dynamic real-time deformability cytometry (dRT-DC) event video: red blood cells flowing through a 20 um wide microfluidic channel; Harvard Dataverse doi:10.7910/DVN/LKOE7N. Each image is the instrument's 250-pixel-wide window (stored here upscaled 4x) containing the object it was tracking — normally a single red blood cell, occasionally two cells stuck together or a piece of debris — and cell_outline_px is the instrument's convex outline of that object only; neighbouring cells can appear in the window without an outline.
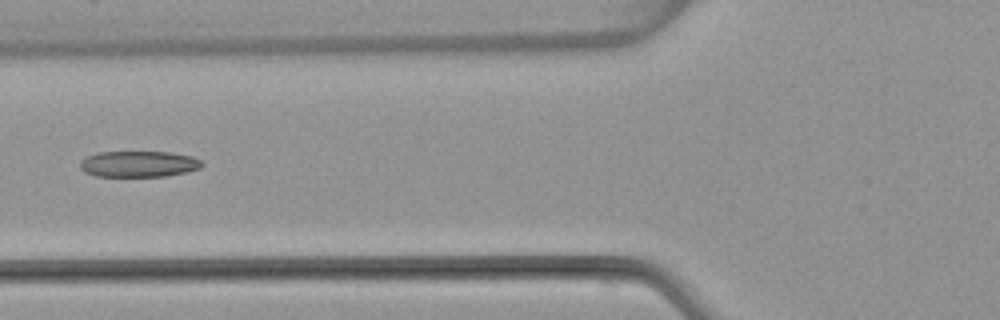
{"species": "common noctule bat (a hibernating species)", "species_latin": "Nyctalus noctula", "temperature_condition": "warm", "stored_images_in_passage": 7, "camera_frame_rate_fps": 3000, "um_per_image_px": 0.085, "animal": {"sex": "female", "body_mass_g": 22.7, "forearm_length_mm": 54.2}, "frame": {"image": 1, "passage_image": 6, "time_ms": 6.333, "image_size_px": [1000, 320], "cell_outline_px": [[204, 164], [200, 168], [188, 172], [164, 176], [96, 176], [84, 172], [80, 168], [80, 160], [96, 152], [172, 152], [192, 156], [200, 160]], "centroid_in_image_um": [11.79, 13.93], "position_along_channel_um": 114.0, "area_um2": 18.61}}
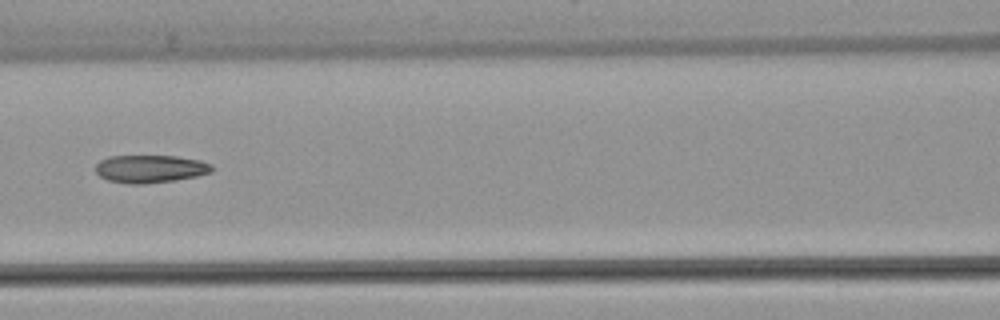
{"frame": {"image": 2, "passage_image": 7, "time_ms": 7.333, "image_size_px": [1000, 320], "cell_outline_px": [[216, 168], [212, 172], [196, 176], [176, 180], [144, 184], [128, 184], [108, 180], [100, 176], [96, 172], [96, 164], [100, 160], [108, 156], [176, 156], [200, 160], [212, 164]], "centroid_in_image_um": [12.8, 14.35], "position_along_channel_um": 153.8, "area_um2": 19.02}}